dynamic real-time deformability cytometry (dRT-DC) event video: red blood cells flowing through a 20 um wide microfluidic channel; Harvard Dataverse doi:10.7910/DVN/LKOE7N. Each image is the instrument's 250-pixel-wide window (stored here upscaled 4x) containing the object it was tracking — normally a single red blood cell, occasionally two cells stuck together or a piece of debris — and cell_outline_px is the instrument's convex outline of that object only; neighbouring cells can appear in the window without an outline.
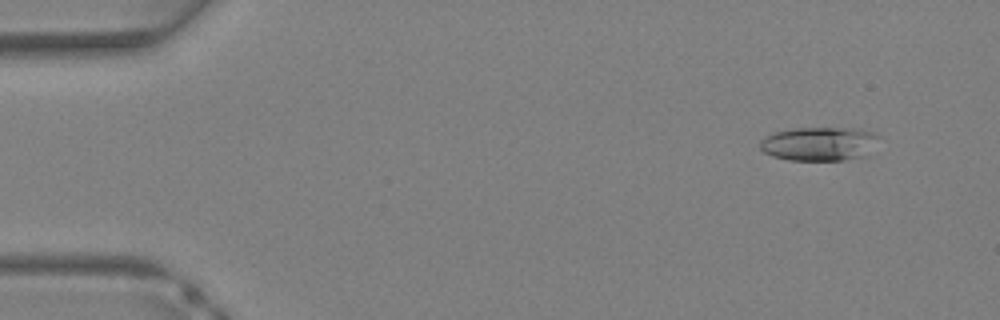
{"species": "Egyptian fruit bat (a non-hibernating species)", "species_latin": "Rousettus aegyptiacus", "temperature_condition": "warm", "stored_images_in_passage": 38, "camera_frame_rate_fps": 3000, "um_per_image_px": 0.085, "animal": {"sex": "female"}, "frame": {"image": 1, "passage_image": 4, "time_ms": 1.0, "image_size_px": [1000, 320], "cell_outline_px": [[880, 136], [864, 156], [844, 160], [788, 160], [772, 156], [764, 152], [760, 148], [760, 140], [776, 132], [796, 128], [836, 128], [876, 132]], "centroid_in_image_um": [69.6, 12.23], "position_along_channel_um": 15.4, "area_um2": 23.0}}
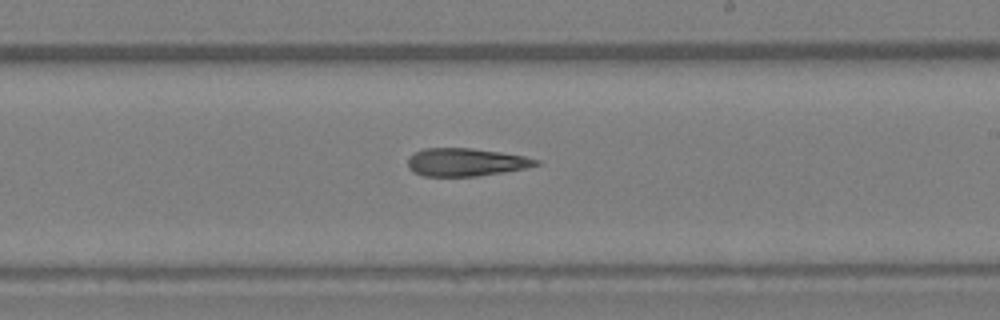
{"frame": {"image": 2, "passage_image": 23, "time_ms": 7.333, "image_size_px": [1000, 320], "cell_outline_px": [[540, 164], [524, 168], [476, 176], [424, 176], [408, 168], [408, 160], [416, 152], [424, 148], [472, 148], [500, 152], [524, 156], [540, 160]], "centroid_in_image_um": [39.6, 13.78], "position_along_channel_um": 249.4, "area_um2": 20.52}}
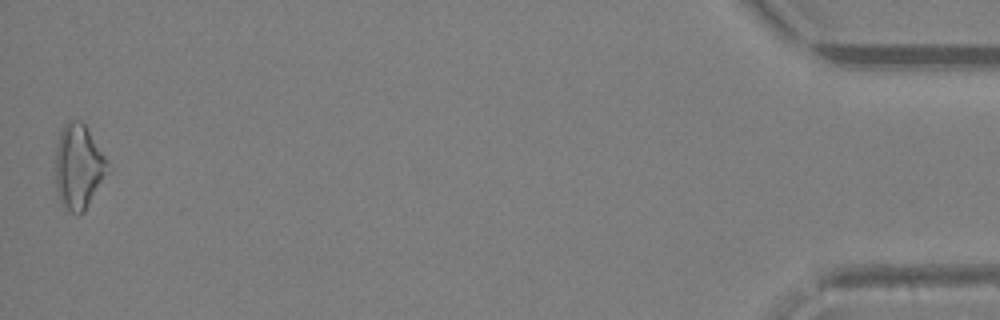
{"frame": {"image": 3, "passage_image": 38, "time_ms": 12.333, "image_size_px": [1000, 320], "cell_outline_px": [[112, 168], [84, 212], [76, 216], [68, 212], [60, 204], [56, 188], [56, 148], [60, 132], [64, 124], [68, 120], [80, 120], [84, 124]], "centroid_in_image_um": [6.68, 14.23], "position_along_channel_um": 428.5, "area_um2": 26.13}}